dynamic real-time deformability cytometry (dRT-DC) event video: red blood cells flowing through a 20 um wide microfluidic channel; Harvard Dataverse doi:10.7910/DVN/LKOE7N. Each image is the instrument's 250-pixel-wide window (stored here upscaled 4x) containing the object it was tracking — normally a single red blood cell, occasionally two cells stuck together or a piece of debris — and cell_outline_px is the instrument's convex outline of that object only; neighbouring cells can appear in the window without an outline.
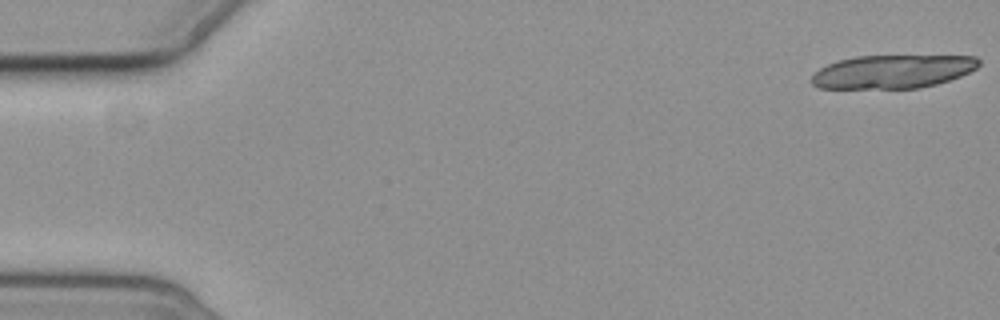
{"species": "common noctule bat (a hibernating species)", "species_latin": "Nyctalus noctula", "temperature_condition": "cold", "stored_images_in_passage": 6, "camera_frame_rate_fps": 3000, "um_per_image_px": 0.085, "animal": {"sex": "female", "body_mass_g": 19.3, "forearm_length_mm": 54.1}, "frame": {"image": 1, "passage_image": 1, "time_ms": 0.0, "image_size_px": [1000, 320], "cell_outline_px": [[980, 64], [976, 68], [960, 76], [936, 84], [920, 88], [816, 88], [812, 84], [812, 76], [820, 68], [828, 64], [840, 60], [856, 56], [976, 56], [980, 60]], "centroid_in_image_um": [75.87, 6.08], "position_along_channel_um": 9.1, "area_um2": 32.37}}
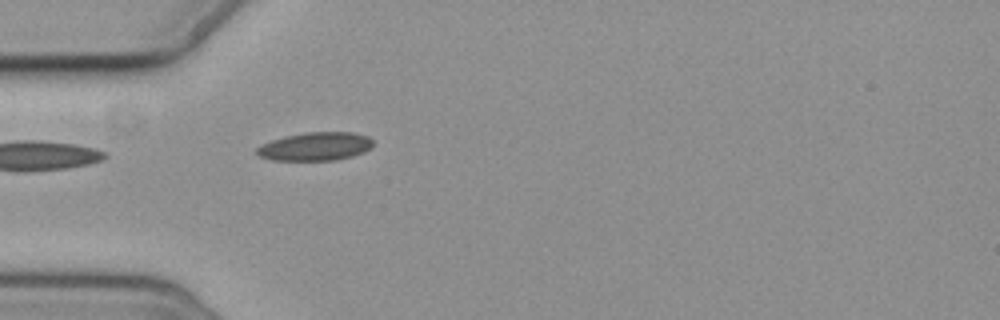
{"frame": {"image": 2, "passage_image": 6, "time_ms": 5.667, "image_size_px": [1000, 320], "cell_outline_px": [[372, 148], [364, 152], [352, 156], [336, 160], [272, 160], [260, 156], [256, 152], [256, 148], [260, 144], [284, 136], [304, 132], [352, 132], [368, 136], [372, 140]], "centroid_in_image_um": [26.8, 12.44], "position_along_channel_um": 58.2, "area_um2": 19.31}}